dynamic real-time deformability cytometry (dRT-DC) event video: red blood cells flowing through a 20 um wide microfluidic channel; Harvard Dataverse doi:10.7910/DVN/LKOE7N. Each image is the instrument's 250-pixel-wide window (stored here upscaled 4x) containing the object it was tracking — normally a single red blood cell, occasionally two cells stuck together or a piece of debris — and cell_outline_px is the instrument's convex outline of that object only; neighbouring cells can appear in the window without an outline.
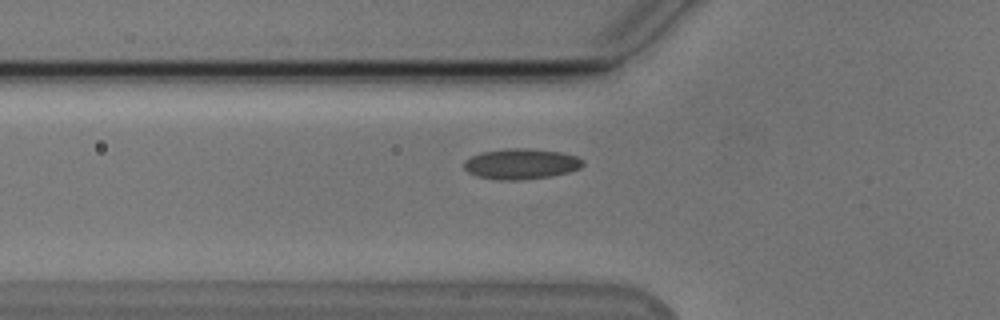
{"species": "Egyptian fruit bat (a non-hibernating species)", "species_latin": "Rousettus aegyptiacus", "temperature_condition": "cold", "stored_images_in_passage": 35, "camera_frame_rate_fps": 3000, "um_per_image_px": 0.085, "animal": {"sex": "male"}, "frame": {"image": 1, "passage_image": 4, "time_ms": 1.0, "image_size_px": [1000, 320], "cell_outline_px": [[584, 164], [580, 168], [568, 172], [548, 176], [524, 180], [496, 180], [476, 176], [468, 172], [464, 168], [464, 160], [480, 152], [504, 148], [528, 148], [560, 152], [576, 156], [584, 160]], "centroid_in_image_um": [44.26, 13.93], "position_along_channel_um": 81.5, "area_um2": 21.33}}
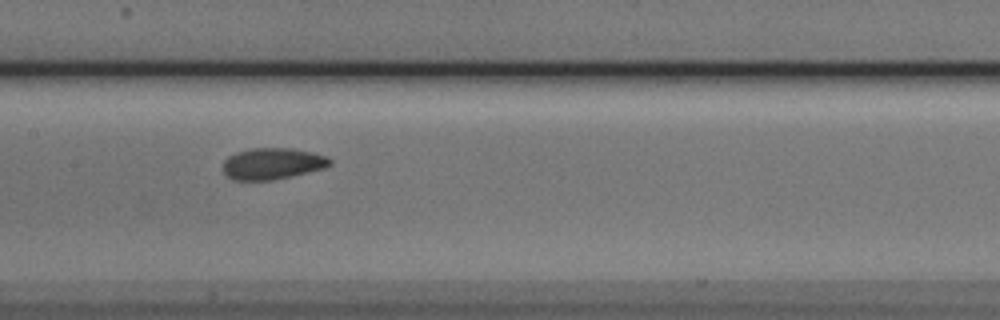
{"frame": {"image": 2, "passage_image": 12, "time_ms": 3.667, "image_size_px": [1000, 320], "cell_outline_px": [[332, 164], [324, 168], [272, 180], [232, 180], [224, 172], [224, 160], [228, 156], [236, 152], [252, 148], [292, 148], [312, 152], [328, 156], [332, 160]], "centroid_in_image_um": [23.17, 13.9], "position_along_channel_um": 184.2, "area_um2": 19.54}}
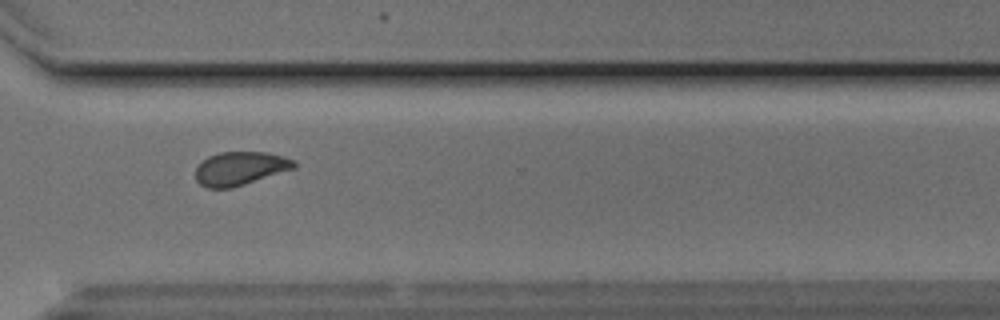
{"frame": {"image": 3, "passage_image": 25, "time_ms": 8.0, "image_size_px": [1000, 320], "cell_outline_px": [[296, 168], [232, 188], [208, 188], [200, 184], [196, 180], [196, 168], [208, 156], [220, 152], [268, 152], [296, 160]], "centroid_in_image_um": [20.44, 14.31], "position_along_channel_um": 350.2, "area_um2": 19.25}, "authors_computed_cell_mechanics": {"area_um2": 19.5364, "velocity_mm_per_s": 3.8419, "shape_relaxation_time_tau1_ms": 4.579, "shape_relaxation_time_tau2_ms": 2.2233, "deformation_change_tau1": 0.1097, "deformation_change_tau2": 0.0621}}